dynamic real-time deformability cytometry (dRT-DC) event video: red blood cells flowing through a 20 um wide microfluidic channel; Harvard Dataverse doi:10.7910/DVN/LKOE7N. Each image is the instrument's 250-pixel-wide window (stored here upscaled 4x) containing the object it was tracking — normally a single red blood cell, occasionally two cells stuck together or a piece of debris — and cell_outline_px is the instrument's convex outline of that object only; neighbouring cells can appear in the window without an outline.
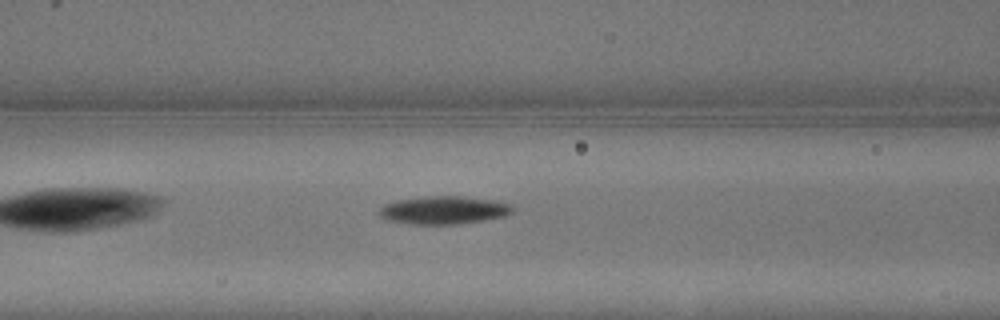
{"species": "common noctule bat (a hibernating species)", "species_latin": "Nyctalus noctula", "temperature_condition": "warm", "stored_images_in_passage": 16, "camera_frame_rate_fps": 3000, "um_per_image_px": 0.085, "animal": {"sex": "male", "body_mass_g": 13.3}, "frame": {"image": 1, "passage_image": 3, "time_ms": 0.667, "image_size_px": [1000, 320], "cell_outline_px": [[512, 212], [504, 216], [484, 220], [456, 224], [412, 224], [384, 220], [376, 212], [384, 204], [396, 200], [424, 196], [464, 196], [496, 200], [512, 204]], "centroid_in_image_um": [37.68, 17.85], "position_along_channel_um": 128.9, "area_um2": 22.02}}
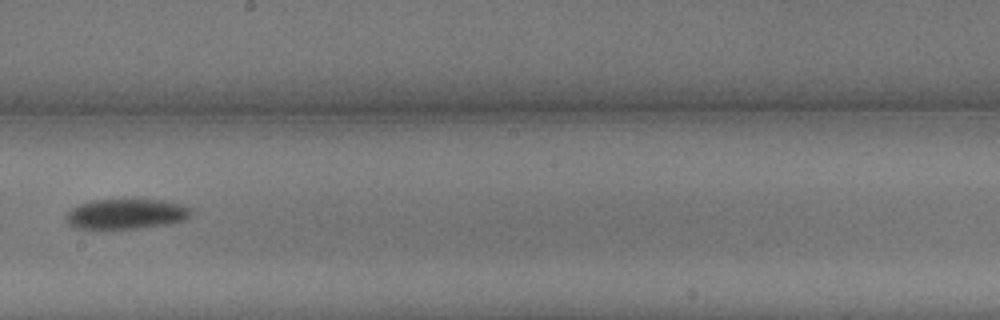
{"frame": {"image": 2, "passage_image": 7, "time_ms": 2.0, "image_size_px": [1000, 320], "cell_outline_px": [[192, 212], [184, 220], [168, 224], [112, 232], [72, 228], [64, 220], [64, 216], [72, 208], [80, 204], [96, 200], [164, 200], [184, 204], [192, 208]], "centroid_in_image_um": [10.66, 18.24], "position_along_channel_um": 237.5, "area_um2": 22.95}}
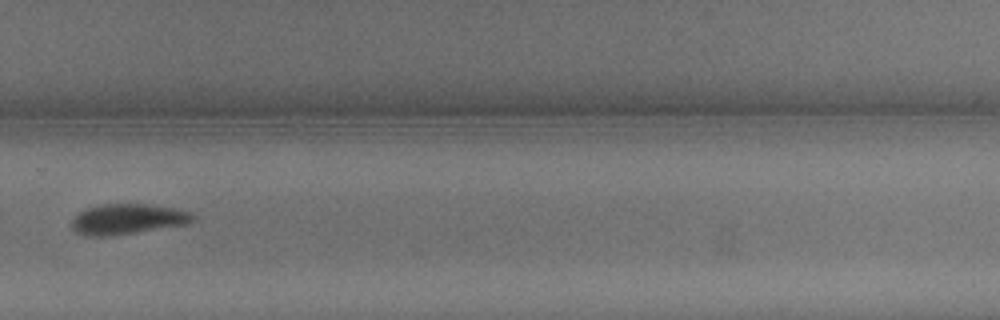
{"frame": {"image": 3, "passage_image": 10, "time_ms": 3.0, "image_size_px": [1000, 320], "cell_outline_px": [[196, 220], [188, 224], [136, 232], [108, 236], [88, 236], [76, 232], [72, 228], [72, 220], [80, 212], [88, 208], [104, 204], [144, 204], [172, 208], [188, 212], [196, 216]], "centroid_in_image_um": [10.86, 18.63], "position_along_channel_um": 318.9, "area_um2": 21.15}}